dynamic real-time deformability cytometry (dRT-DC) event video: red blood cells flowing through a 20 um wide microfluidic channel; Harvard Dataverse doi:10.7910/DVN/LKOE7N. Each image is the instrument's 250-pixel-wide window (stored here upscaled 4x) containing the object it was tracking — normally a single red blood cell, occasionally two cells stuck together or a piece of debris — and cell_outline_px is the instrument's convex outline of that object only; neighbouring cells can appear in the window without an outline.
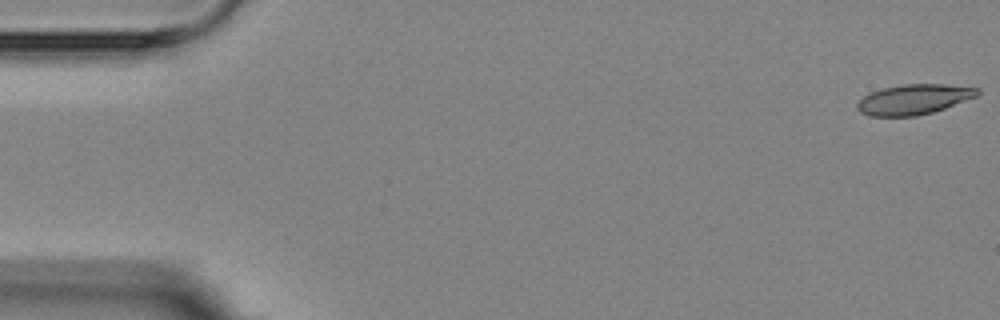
{"species": "Egyptian fruit bat (a non-hibernating species)", "species_latin": "Rousettus aegyptiacus", "temperature_condition": "room temperature", "stored_images_in_passage": 6, "camera_frame_rate_fps": 3000, "um_per_image_px": 0.085, "animal": {"sex": "female"}, "frame": {"image": 1, "passage_image": 1, "time_ms": 0.0, "image_size_px": [1000, 320], "cell_outline_px": [[980, 92], [976, 96], [944, 108], [932, 112], [916, 116], [868, 116], [860, 112], [856, 108], [856, 104], [864, 96], [872, 92], [884, 88], [904, 84], [944, 84], [980, 88]], "centroid_in_image_um": [77.66, 8.45], "position_along_channel_um": 7.3, "area_um2": 20.92}}